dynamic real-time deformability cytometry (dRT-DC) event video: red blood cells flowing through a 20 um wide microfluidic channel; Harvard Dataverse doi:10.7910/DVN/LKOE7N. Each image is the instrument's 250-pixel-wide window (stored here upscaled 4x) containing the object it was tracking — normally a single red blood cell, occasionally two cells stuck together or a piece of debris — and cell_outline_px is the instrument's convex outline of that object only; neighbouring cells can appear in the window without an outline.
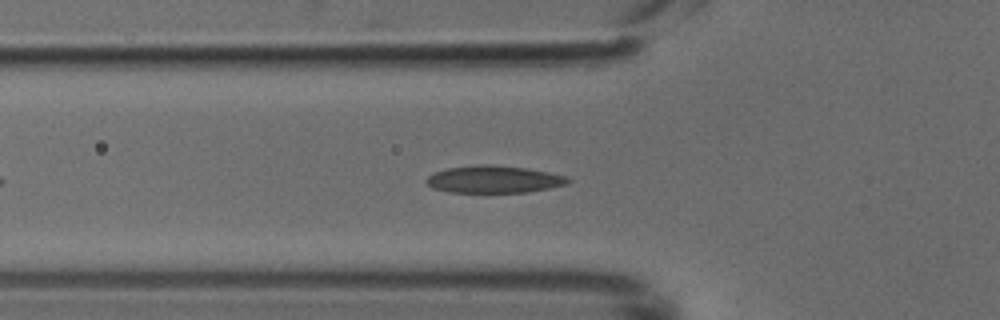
{"species": "common noctule bat (a hibernating species)", "species_latin": "Nyctalus noctula", "temperature_condition": "cold", "stored_images_in_passage": 35, "camera_frame_rate_fps": 3000, "um_per_image_px": 0.085, "animal": {"sex": "male", "body_mass_g": 18.8}, "frame": {"image": 1, "passage_image": 6, "time_ms": 1.667, "image_size_px": [1000, 320], "cell_outline_px": [[572, 180], [568, 184], [528, 192], [448, 192], [432, 188], [424, 180], [428, 176], [436, 172], [448, 168], [480, 164], [484, 164], [528, 168], [568, 176]], "centroid_in_image_um": [42.0, 15.24], "position_along_channel_um": 83.8, "area_um2": 22.48}}
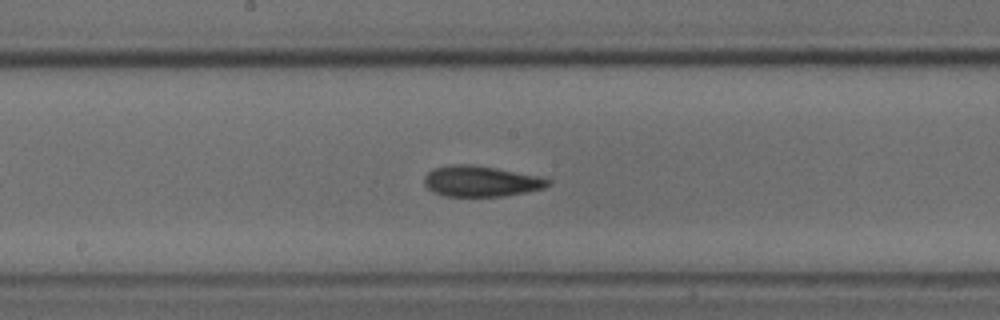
{"frame": {"image": 2, "passage_image": 15, "time_ms": 4.667, "image_size_px": [1000, 320], "cell_outline_px": [[552, 184], [544, 188], [504, 196], [444, 196], [432, 192], [424, 184], [424, 176], [432, 168], [448, 164], [472, 164], [548, 176], [552, 180]], "centroid_in_image_um": [40.93, 15.38], "position_along_channel_um": 207.3, "area_um2": 22.83}}
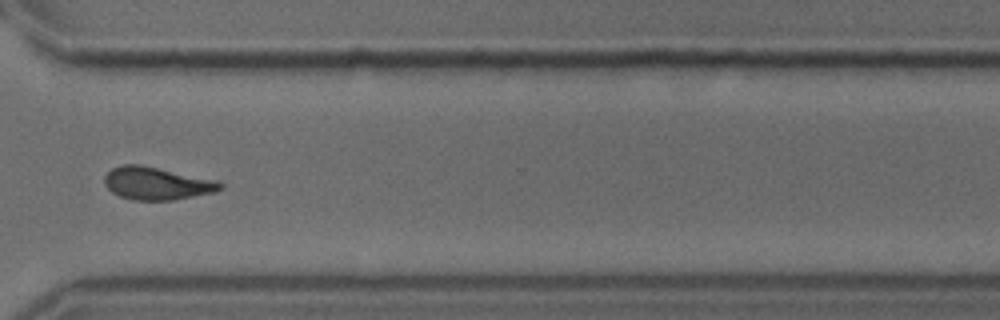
{"frame": {"image": 3, "passage_image": 26, "time_ms": 8.333, "image_size_px": [1000, 320], "cell_outline_px": [[224, 188], [212, 192], [172, 200], [132, 200], [120, 196], [112, 192], [104, 184], [104, 176], [112, 168], [120, 164], [140, 164], [216, 180], [224, 184]], "centroid_in_image_um": [13.29, 15.58], "position_along_channel_um": 357.3, "area_um2": 21.96}}